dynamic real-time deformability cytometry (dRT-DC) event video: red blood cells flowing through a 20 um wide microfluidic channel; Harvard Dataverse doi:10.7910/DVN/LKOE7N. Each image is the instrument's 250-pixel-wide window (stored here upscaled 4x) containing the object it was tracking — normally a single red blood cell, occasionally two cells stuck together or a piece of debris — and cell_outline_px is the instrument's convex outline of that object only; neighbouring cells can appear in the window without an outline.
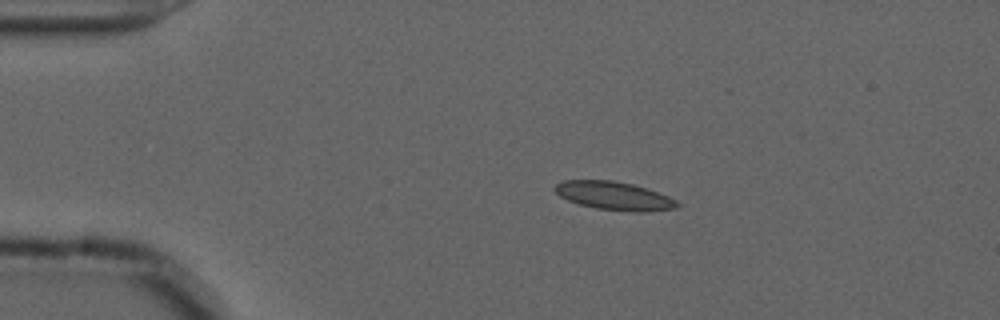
{"species": "common noctule bat (a hibernating species)", "species_latin": "Nyctalus noctula", "temperature_condition": "cold", "stored_images_in_passage": 45, "camera_frame_rate_fps": 3000, "um_per_image_px": 0.085, "animal": {"sex": "male", "forearm_length_mm": 52.5}, "frame": {"image": 1, "passage_image": 1, "time_ms": 0.0, "image_size_px": [1000, 320], "cell_outline_px": [[680, 204], [676, 208], [648, 212], [632, 212], [596, 208], [580, 204], [568, 200], [560, 196], [552, 188], [556, 184], [564, 180], [612, 180], [632, 184], [648, 188], [668, 196], [676, 200]], "centroid_in_image_um": [52.22, 16.64], "position_along_channel_um": 32.8, "area_um2": 20.29}}
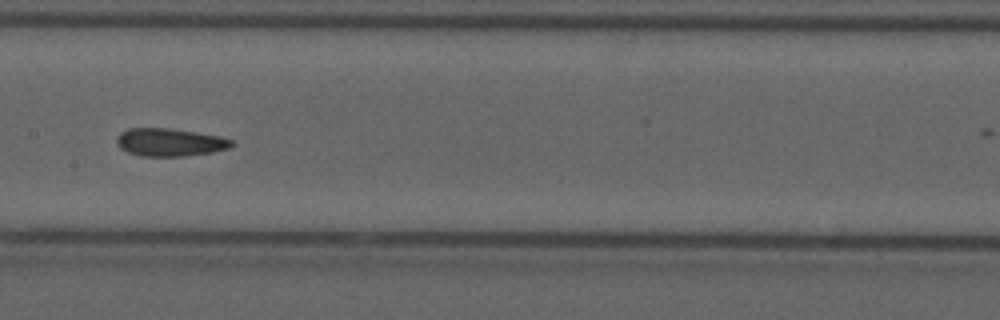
{"frame": {"image": 2, "passage_image": 18, "time_ms": 5.667, "image_size_px": [1000, 320], "cell_outline_px": [[236, 144], [232, 148], [212, 152], [184, 156], [140, 156], [128, 152], [120, 148], [116, 140], [120, 132], [128, 128], [168, 128], [220, 136], [232, 140]], "centroid_in_image_um": [14.46, 12.09], "position_along_channel_um": 192.9, "area_um2": 18.73}}
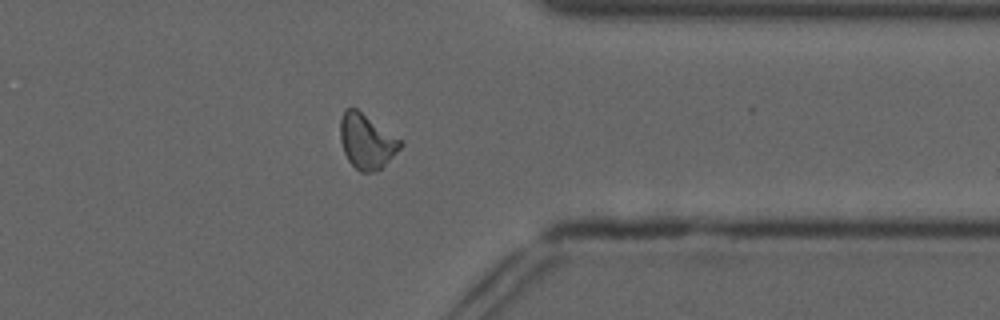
{"frame": {"image": 3, "passage_image": 34, "time_ms": 11.0, "image_size_px": [1000, 320], "cell_outline_px": [[404, 144], [380, 168], [372, 172], [360, 172], [348, 160], [344, 152], [340, 140], [340, 120], [344, 108], [356, 108], [404, 140]], "centroid_in_image_um": [31.17, 11.98], "position_along_channel_um": 380.2, "area_um2": 19.25}, "authors_computed_cell_mechanics": {"area_um2": 18.7272, "velocity_mm_per_s": 3.6617, "shape_relaxation_time_tau1_ms": null, "shape_relaxation_time_tau2_ms": 1.9874, "deformation_change_tau1": null, "deformation_change_tau2": 0.0826}}